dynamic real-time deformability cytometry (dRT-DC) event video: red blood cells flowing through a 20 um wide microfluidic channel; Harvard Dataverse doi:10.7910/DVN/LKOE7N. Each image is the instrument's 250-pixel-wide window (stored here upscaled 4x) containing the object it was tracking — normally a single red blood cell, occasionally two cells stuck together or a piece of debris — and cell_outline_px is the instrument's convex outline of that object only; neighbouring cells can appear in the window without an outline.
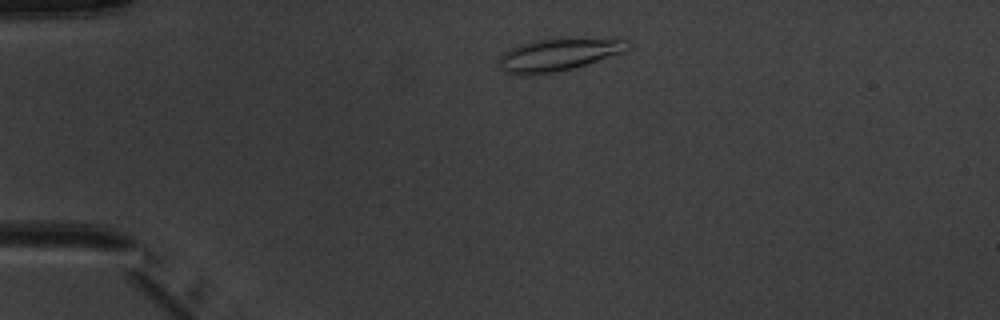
{"species": "common noctule bat (a hibernating species)", "species_latin": "Nyctalus noctula", "temperature_condition": "warm", "stored_images_in_passage": 2, "camera_frame_rate_fps": 3000, "um_per_image_px": 0.085, "animal": {"sex": "male", "body_mass_g": 20.1, "forearm_length_mm": 53.5}, "frame": {"image": 1, "passage_image": 1, "time_ms": 0.0, "image_size_px": [1000, 320], "cell_outline_px": [[628, 48], [624, 52], [572, 68], [556, 72], [528, 76], [512, 76], [504, 72], [496, 64], [496, 60], [504, 52], [520, 44], [532, 40], [568, 36], [624, 40]], "centroid_in_image_um": [47.33, 4.64], "position_along_channel_um": 37.7, "area_um2": 25.09}}